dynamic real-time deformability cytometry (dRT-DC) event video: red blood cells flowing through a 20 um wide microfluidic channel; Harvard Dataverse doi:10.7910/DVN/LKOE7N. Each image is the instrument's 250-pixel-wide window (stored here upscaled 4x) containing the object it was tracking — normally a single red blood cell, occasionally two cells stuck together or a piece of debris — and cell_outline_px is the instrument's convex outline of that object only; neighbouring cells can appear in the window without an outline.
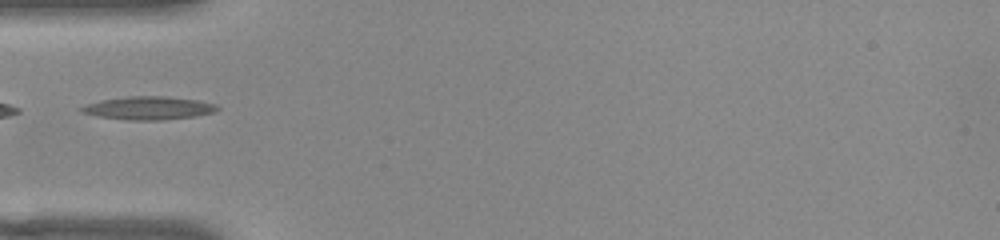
{"species": "common noctule bat (a hibernating species)", "species_latin": "Nyctalus noctula", "temperature_condition": "warm", "stored_images_in_passage": 31, "camera_frame_rate_fps": 3000, "um_per_image_px": 0.085, "animal": {"sex": "female", "body_mass_g": 22.0, "forearm_length_mm": 56.7}, "frame": {"image": 1, "passage_image": 1, "time_ms": 0.0, "image_size_px": [1000, 240], "cell_outline_px": [[220, 108], [216, 112], [196, 116], [160, 120], [128, 120], [96, 116], [80, 112], [80, 108], [88, 104], [100, 100], [128, 96], [164, 96], [196, 100], [216, 104]], "centroid_in_image_um": [12.64, 9.19], "position_along_channel_um": 72.4, "area_um2": 18.32}}
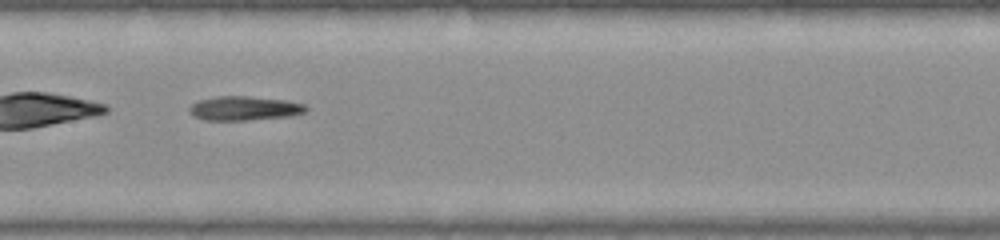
{"frame": {"image": 2, "passage_image": 10, "time_ms": 3.0, "image_size_px": [1000, 240], "cell_outline_px": [[308, 108], [304, 112], [288, 116], [244, 120], [204, 120], [188, 112], [188, 108], [192, 104], [200, 100], [220, 96], [244, 96], [284, 100], [304, 104]], "centroid_in_image_um": [20.73, 9.21], "position_along_channel_um": 186.7, "area_um2": 16.07}}